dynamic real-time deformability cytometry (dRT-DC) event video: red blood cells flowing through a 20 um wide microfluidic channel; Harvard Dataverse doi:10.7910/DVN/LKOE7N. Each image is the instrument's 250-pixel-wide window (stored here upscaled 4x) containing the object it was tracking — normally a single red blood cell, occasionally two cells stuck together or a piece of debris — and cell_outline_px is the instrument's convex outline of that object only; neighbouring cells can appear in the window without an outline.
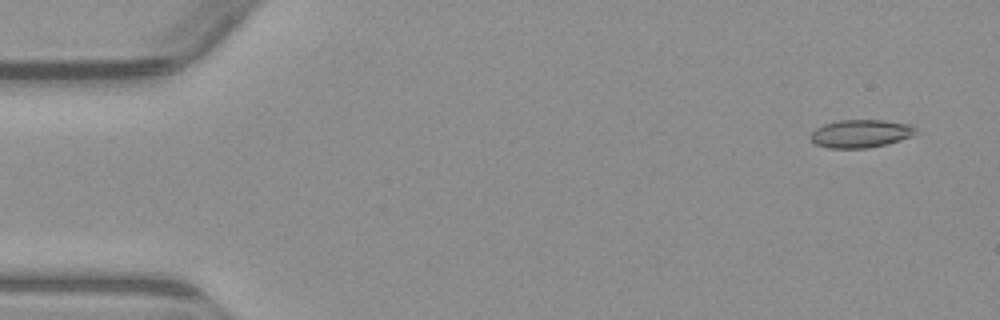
{"species": "common noctule bat (a hibernating species)", "species_latin": "Nyctalus noctula", "temperature_condition": "warm", "stored_images_in_passage": 6, "camera_frame_rate_fps": 3000, "um_per_image_px": 0.085, "animal": {"sex": "male", "body_mass_g": 23.1, "forearm_length_mm": 52.7}, "frame": {"image": 1, "passage_image": 1, "time_ms": 0.0, "image_size_px": [1000, 320], "cell_outline_px": [[916, 132], [912, 136], [888, 144], [868, 148], [828, 148], [816, 144], [808, 136], [816, 128], [824, 124], [840, 120], [880, 120], [908, 124], [916, 128]], "centroid_in_image_um": [73.14, 11.36], "position_along_channel_um": 11.9, "area_um2": 17.11}}
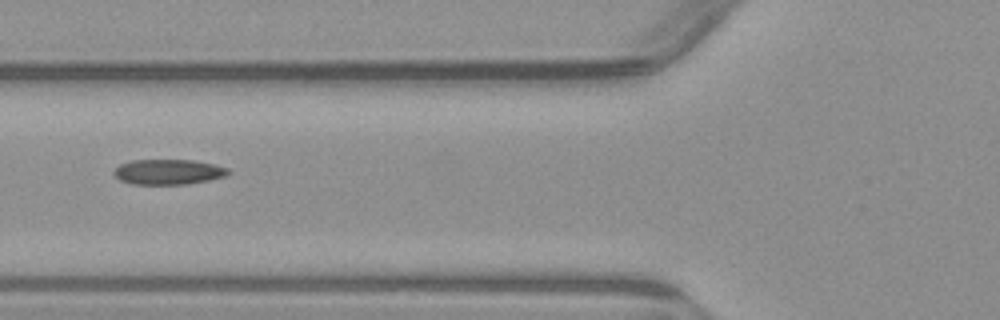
{"frame": {"image": 2, "passage_image": 5, "time_ms": 5.667, "image_size_px": [1000, 320], "cell_outline_px": [[232, 172], [224, 176], [208, 180], [188, 184], [132, 184], [120, 180], [112, 172], [120, 164], [132, 160], [196, 160], [228, 168]], "centroid_in_image_um": [14.31, 14.61], "position_along_channel_um": 111.5, "area_um2": 16.76}}
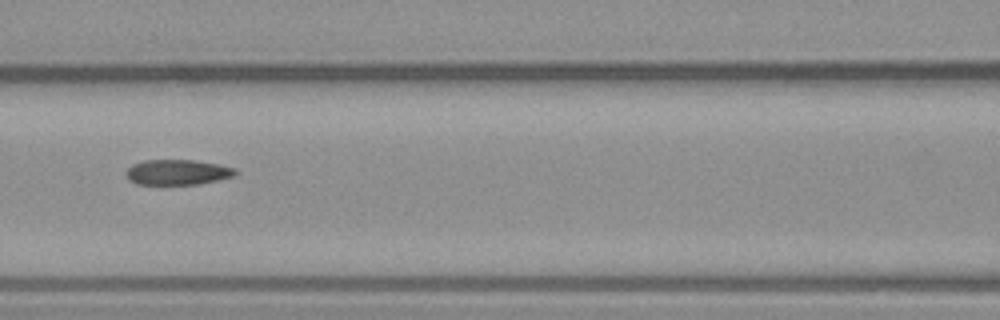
{"frame": {"image": 3, "passage_image": 6, "time_ms": 6.667, "image_size_px": [1000, 320], "cell_outline_px": [[240, 172], [232, 176], [200, 184], [136, 184], [128, 180], [124, 172], [132, 164], [144, 160], [196, 160], [220, 164], [236, 168]], "centroid_in_image_um": [15.08, 14.63], "position_along_channel_um": 151.5, "area_um2": 16.3}}